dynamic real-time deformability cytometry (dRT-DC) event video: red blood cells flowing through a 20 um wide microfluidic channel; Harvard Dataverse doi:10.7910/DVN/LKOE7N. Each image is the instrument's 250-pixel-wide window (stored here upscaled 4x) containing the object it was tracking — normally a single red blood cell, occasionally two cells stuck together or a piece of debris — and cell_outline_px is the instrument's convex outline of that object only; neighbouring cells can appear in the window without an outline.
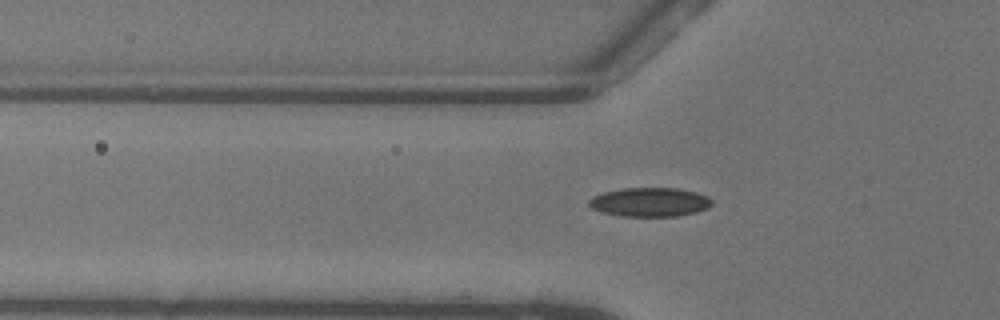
{"species": "common noctule bat (a hibernating species)", "species_latin": "Nyctalus noctula", "temperature_condition": "warm", "stored_images_in_passage": 41, "camera_frame_rate_fps": 3000, "um_per_image_px": 0.085, "animal": {"sex": "female"}, "frame": {"image": 1, "passage_image": 9, "time_ms": 2.667, "image_size_px": [1000, 320], "cell_outline_px": [[712, 204], [708, 208], [696, 212], [676, 216], [624, 216], [604, 212], [592, 208], [588, 204], [588, 200], [592, 196], [604, 192], [620, 188], [676, 188], [696, 192], [708, 196], [712, 200]], "centroid_in_image_um": [55.24, 17.17], "position_along_channel_um": 70.6, "area_um2": 20.75}}
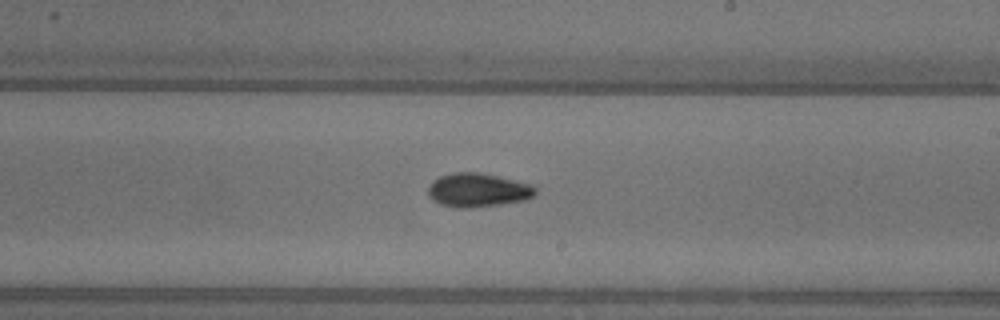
{"frame": {"image": 2, "passage_image": 22, "time_ms": 7.0, "image_size_px": [1000, 320], "cell_outline_px": [[536, 192], [532, 196], [524, 200], [500, 204], [464, 208], [456, 208], [440, 204], [432, 200], [428, 196], [428, 188], [432, 180], [440, 176], [452, 172], [480, 172], [500, 176], [532, 184], [536, 188]], "centroid_in_image_um": [40.59, 16.14], "position_along_channel_um": 248.4, "area_um2": 21.27}}
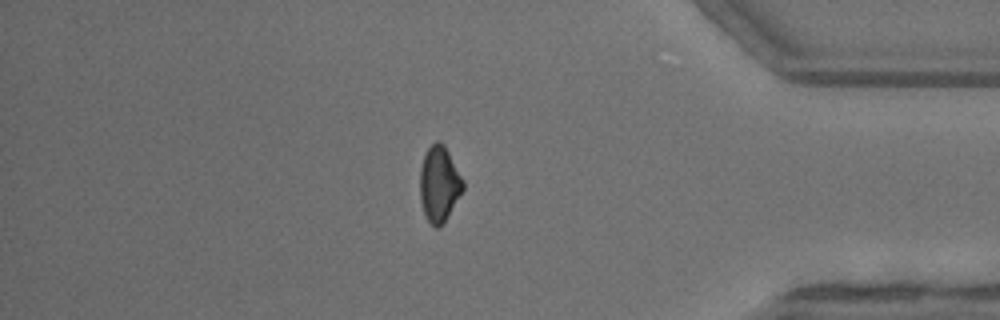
{"frame": {"image": 3, "passage_image": 35, "time_ms": 11.333, "image_size_px": [1000, 320], "cell_outline_px": [[464, 188], [444, 224], [436, 228], [428, 220], [424, 212], [420, 200], [420, 168], [424, 156], [428, 148], [436, 140], [444, 144], [464, 180]], "centroid_in_image_um": [37.34, 15.64], "position_along_channel_um": 397.9, "area_um2": 18.96}, "authors_computed_cell_mechanics": {"area_um2": 19.7676, "velocity_mm_per_s": 4.0991, "shape_relaxation_time_tau1_ms": 5.7077, "shape_relaxation_time_tau2_ms": 3.3084, "deformation_change_tau1": 0.1396, "deformation_change_tau2": 0.083}}